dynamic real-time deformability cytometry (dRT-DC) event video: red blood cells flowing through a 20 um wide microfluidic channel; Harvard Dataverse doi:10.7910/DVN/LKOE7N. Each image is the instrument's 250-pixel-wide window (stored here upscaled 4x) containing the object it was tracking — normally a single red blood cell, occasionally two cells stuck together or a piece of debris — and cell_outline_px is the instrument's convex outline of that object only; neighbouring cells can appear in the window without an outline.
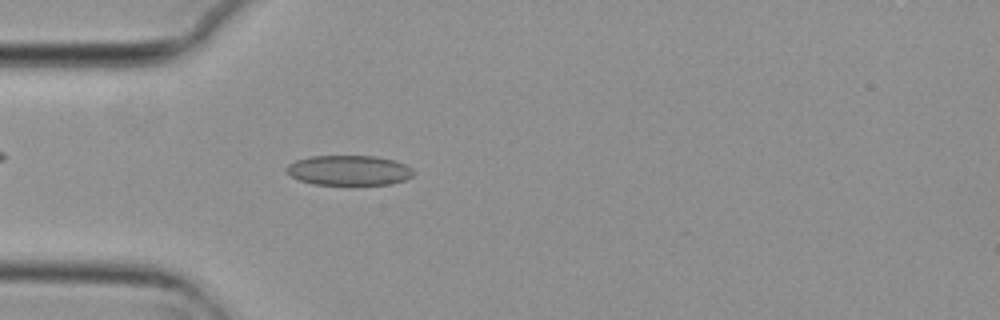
{"species": "common noctule bat (a hibernating species)", "species_latin": "Nyctalus noctula", "temperature_condition": "cold", "stored_images_in_passage": 3, "camera_frame_rate_fps": 3000, "um_per_image_px": 0.085, "animal": {"sex": "female", "body_mass_g": 29.2, "forearm_length_mm": 56.3}, "frame": {"image": 1, "passage_image": 3, "time_ms": 0.667, "image_size_px": [1000, 320], "cell_outline_px": [[412, 176], [404, 180], [392, 184], [352, 188], [312, 184], [300, 180], [284, 172], [284, 168], [288, 164], [296, 160], [312, 156], [376, 156], [396, 160], [412, 168]], "centroid_in_image_um": [29.65, 14.53], "position_along_channel_um": 55.4, "area_um2": 23.35}}